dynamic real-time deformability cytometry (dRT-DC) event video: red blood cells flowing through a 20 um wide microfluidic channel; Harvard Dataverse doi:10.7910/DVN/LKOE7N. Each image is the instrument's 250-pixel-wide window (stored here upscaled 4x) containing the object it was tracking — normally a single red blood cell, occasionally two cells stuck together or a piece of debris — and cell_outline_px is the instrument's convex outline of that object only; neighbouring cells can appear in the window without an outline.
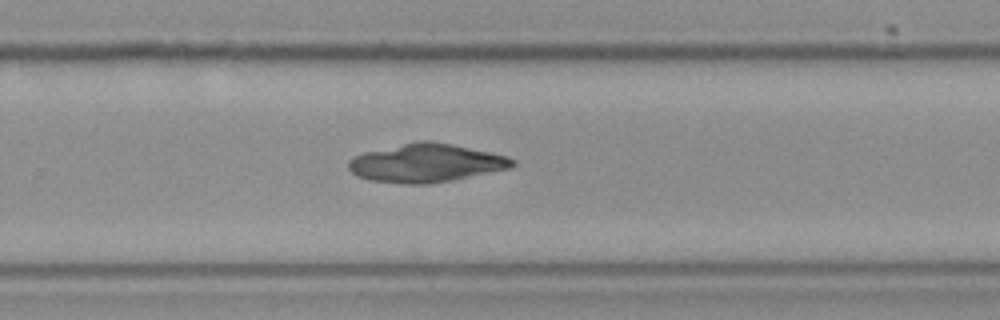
{"species": "Egyptian fruit bat (a non-hibernating species)", "species_latin": "Rousettus aegyptiacus", "temperature_condition": "cold", "stored_images_in_passage": 7, "camera_frame_rate_fps": 3000, "um_per_image_px": 0.085, "frame": {"image": 1, "passage_image": 7, "time_ms": 2.0, "image_size_px": [1000, 320], "cell_outline_px": [[516, 164], [508, 168], [452, 180], [428, 184], [404, 184], [368, 180], [356, 176], [348, 168], [348, 160], [352, 156], [364, 152], [420, 140], [428, 140], [452, 144], [508, 156]], "centroid_in_image_um": [36.15, 13.86], "position_along_channel_um": 293.7, "area_um2": 36.53}}